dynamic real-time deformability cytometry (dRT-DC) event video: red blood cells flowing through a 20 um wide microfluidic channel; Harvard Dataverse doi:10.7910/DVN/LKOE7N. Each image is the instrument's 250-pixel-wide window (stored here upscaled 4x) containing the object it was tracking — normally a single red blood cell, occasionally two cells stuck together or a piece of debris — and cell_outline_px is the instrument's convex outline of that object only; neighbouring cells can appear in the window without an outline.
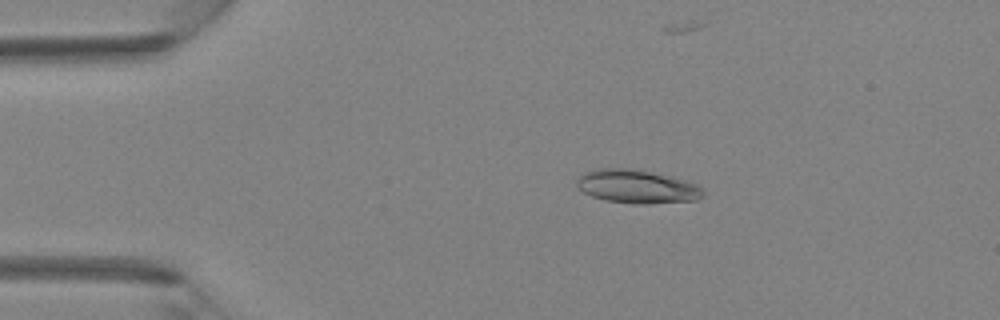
{"species": "Egyptian fruit bat (a non-hibernating species)", "species_latin": "Rousettus aegyptiacus", "temperature_condition": "room temperature", "stored_images_in_passage": 44, "camera_frame_rate_fps": 3000, "um_per_image_px": 0.085, "animal": {"sex": "female"}, "frame": {"image": 1, "passage_image": 8, "time_ms": 2.333, "image_size_px": [1000, 320], "cell_outline_px": [[704, 196], [696, 200], [648, 204], [640, 204], [604, 200], [592, 196], [584, 192], [576, 184], [576, 180], [584, 172], [596, 168], [628, 168], [672, 176], [696, 184], [704, 188]], "centroid_in_image_um": [54.16, 15.85], "position_along_channel_um": 30.8, "area_um2": 24.68}}
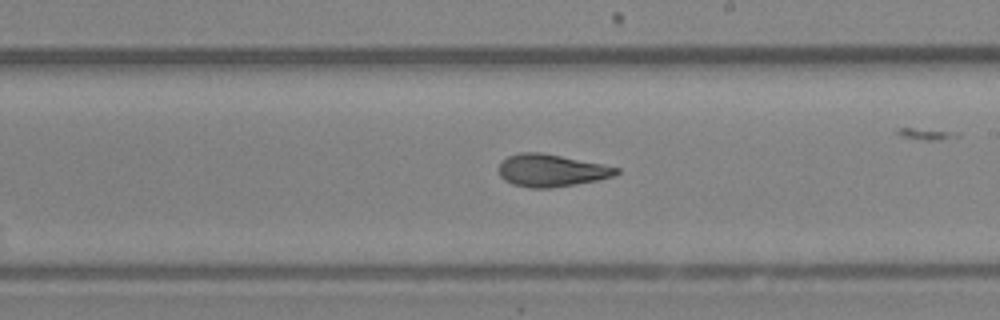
{"frame": {"image": 2, "passage_image": 25, "time_ms": 8.0, "image_size_px": [1000, 320], "cell_outline_px": [[620, 172], [616, 176], [596, 180], [548, 188], [532, 188], [512, 184], [504, 180], [500, 176], [500, 164], [508, 156], [520, 152], [540, 152], [604, 164], [620, 168]], "centroid_in_image_um": [46.89, 14.48], "position_along_channel_um": 242.1, "area_um2": 22.02}}
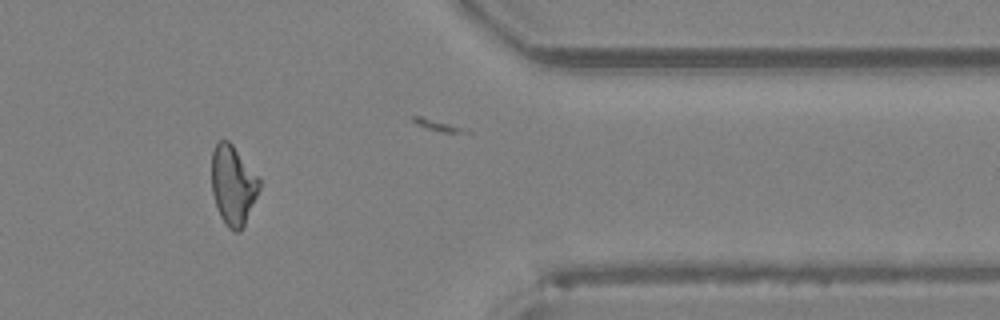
{"frame": {"image": 3, "passage_image": 36, "time_ms": 11.667, "image_size_px": [1000, 320], "cell_outline_px": [[260, 188], [244, 224], [240, 232], [232, 232], [224, 224], [220, 216], [212, 192], [212, 152], [216, 144], [220, 140], [228, 140], [232, 144], [260, 180]], "centroid_in_image_um": [19.79, 15.76], "position_along_channel_um": 391.6, "area_um2": 21.79}}